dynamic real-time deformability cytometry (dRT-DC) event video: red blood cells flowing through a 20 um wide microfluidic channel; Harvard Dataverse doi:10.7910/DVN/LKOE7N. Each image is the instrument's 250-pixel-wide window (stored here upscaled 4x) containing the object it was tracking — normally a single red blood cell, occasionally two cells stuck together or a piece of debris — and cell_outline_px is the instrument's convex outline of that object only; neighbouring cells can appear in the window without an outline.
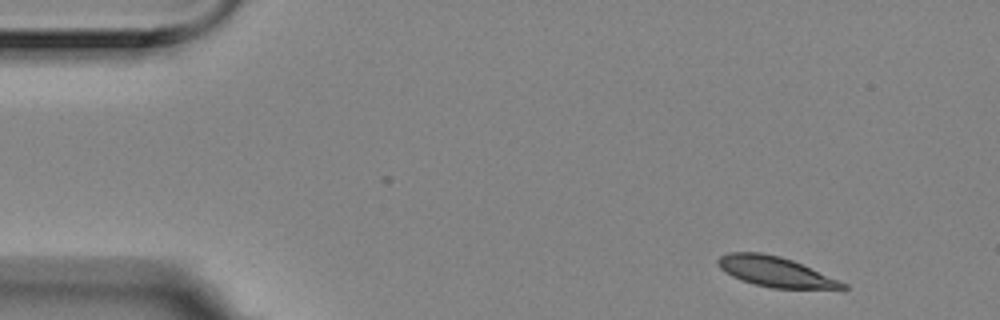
{"species": "Egyptian fruit bat (a non-hibernating species)", "species_latin": "Rousettus aegyptiacus", "temperature_condition": "room temperature", "stored_images_in_passage": 5, "camera_frame_rate_fps": 3000, "um_per_image_px": 0.085, "animal": {"sex": "female"}, "frame": {"image": 1, "passage_image": 1, "time_ms": 0.0, "image_size_px": [1000, 320], "cell_outline_px": [[848, 288], [772, 288], [752, 284], [740, 280], [724, 272], [716, 264], [716, 260], [720, 256], [728, 252], [760, 252], [780, 256], [792, 260], [840, 280], [848, 284]], "centroid_in_image_um": [65.84, 23.08], "position_along_channel_um": 19.2, "area_um2": 21.91}}